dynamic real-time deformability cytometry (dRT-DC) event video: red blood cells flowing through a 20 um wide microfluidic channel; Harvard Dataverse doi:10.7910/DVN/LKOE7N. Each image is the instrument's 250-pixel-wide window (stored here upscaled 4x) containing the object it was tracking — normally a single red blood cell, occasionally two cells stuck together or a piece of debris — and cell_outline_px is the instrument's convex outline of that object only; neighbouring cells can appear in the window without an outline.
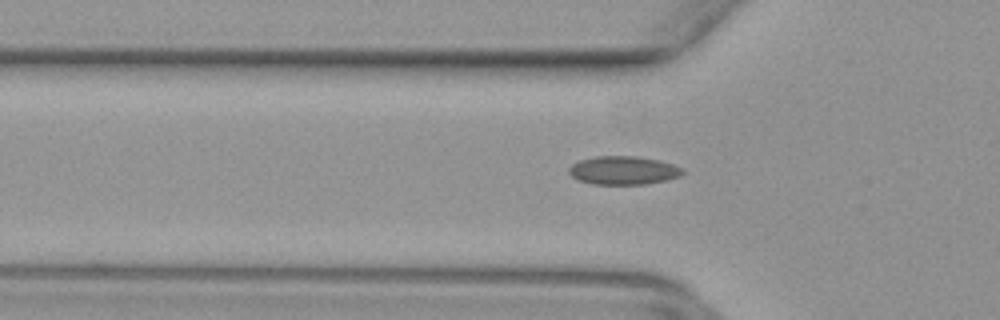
{"species": "common noctule bat (a hibernating species)", "species_latin": "Nyctalus noctula", "temperature_condition": "warm", "stored_images_in_passage": 37, "camera_frame_rate_fps": 3000, "um_per_image_px": 0.085, "animal": {"sex": "female", "body_mass_g": 29.2, "forearm_length_mm": 56.3}, "frame": {"image": 1, "passage_image": 4, "time_ms": 1.0, "image_size_px": [1000, 320], "cell_outline_px": [[684, 172], [680, 176], [668, 180], [648, 184], [592, 184], [580, 180], [572, 176], [568, 172], [568, 168], [572, 164], [580, 160], [596, 156], [636, 156], [660, 160], [684, 168]], "centroid_in_image_um": [53.02, 14.48], "position_along_channel_um": 72.8, "area_um2": 18.96}}
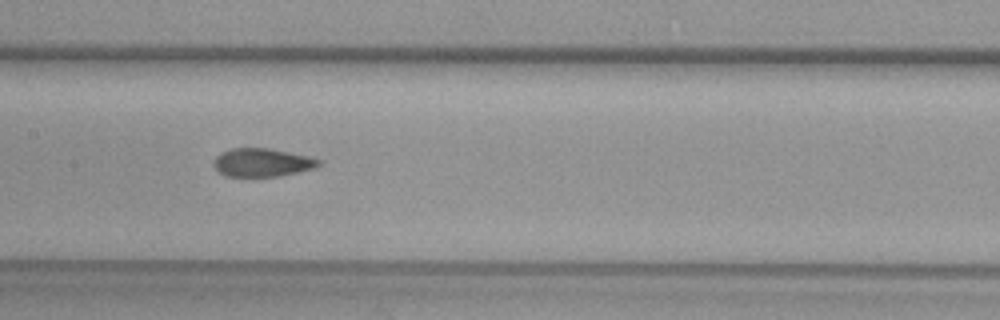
{"frame": {"image": 2, "passage_image": 12, "time_ms": 3.667, "image_size_px": [1000, 320], "cell_outline_px": [[320, 164], [312, 168], [296, 172], [276, 176], [224, 176], [212, 164], [212, 160], [220, 152], [232, 148], [268, 148], [308, 156], [320, 160]], "centroid_in_image_um": [22.21, 13.8], "position_along_channel_um": 185.2, "area_um2": 17.11}}
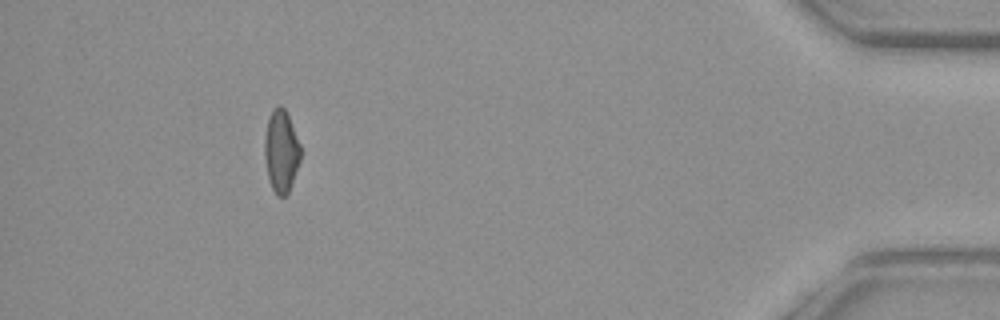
{"frame": {"image": 3, "passage_image": 33, "time_ms": 10.667, "image_size_px": [1000, 320], "cell_outline_px": [[300, 160], [288, 192], [284, 196], [276, 196], [268, 180], [264, 156], [264, 136], [268, 116], [272, 108], [280, 104], [284, 108], [288, 116], [300, 144]], "centroid_in_image_um": [23.86, 12.82], "position_along_channel_um": 411.3, "area_um2": 17.34}}